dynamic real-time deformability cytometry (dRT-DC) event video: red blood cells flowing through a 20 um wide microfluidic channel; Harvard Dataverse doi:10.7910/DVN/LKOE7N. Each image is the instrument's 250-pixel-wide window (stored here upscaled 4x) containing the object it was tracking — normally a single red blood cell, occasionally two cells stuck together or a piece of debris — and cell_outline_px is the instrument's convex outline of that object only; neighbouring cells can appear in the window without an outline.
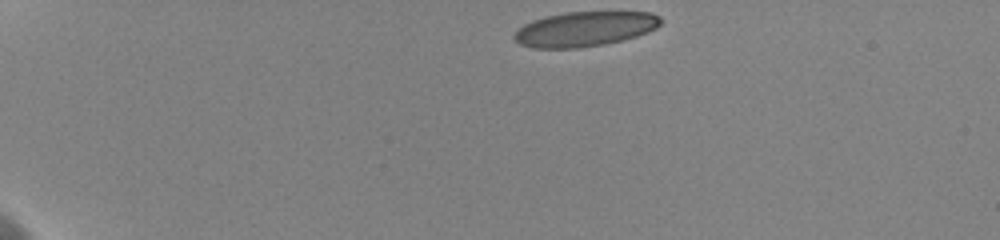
{"species": "human", "species_latin": "Homo sapiens", "temperature_condition": "cold", "stored_images_in_passage": 47, "camera_frame_rate_fps": 3000, "um_per_image_px": 0.085, "donor": {"sex": "female"}, "frame": {"image": 1, "passage_image": 1, "time_ms": 0.0, "image_size_px": [1000, 240], "cell_outline_px": [[664, 20], [656, 28], [648, 32], [636, 36], [604, 44], [580, 48], [532, 48], [520, 44], [512, 36], [524, 24], [532, 20], [548, 16], [568, 12], [652, 12], [660, 16]], "centroid_in_image_um": [49.73, 2.46], "position_along_channel_um": 35.3, "area_um2": 29.65}}
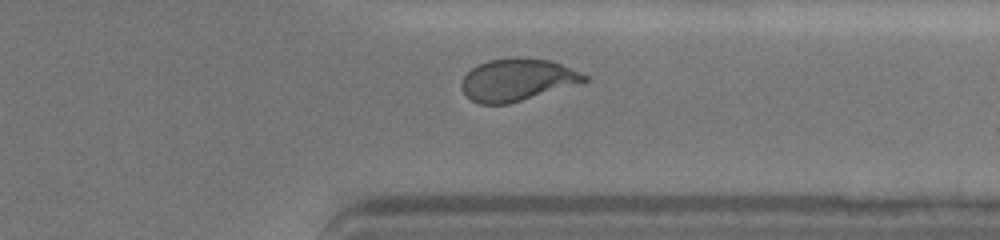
{"frame": {"image": 2, "passage_image": 43, "time_ms": 11.667, "image_size_px": [1000, 240], "cell_outline_px": [[588, 80], [584, 84], [508, 104], [480, 104], [472, 100], [464, 92], [460, 84], [464, 76], [472, 68], [488, 60], [512, 56], [520, 56], [548, 60], [560, 64], [580, 72], [588, 76]], "centroid_in_image_um": [44.02, 6.78], "position_along_channel_um": 367.4, "area_um2": 30.63}}
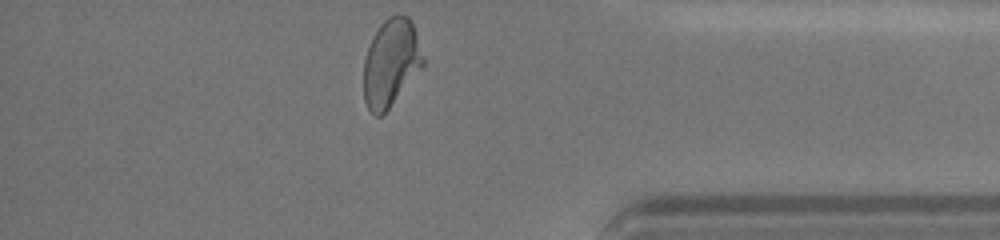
{"frame": {"image": 3, "passage_image": 47, "time_ms": 13.0, "image_size_px": [1000, 240], "cell_outline_px": [[424, 64], [388, 108], [380, 116], [376, 116], [368, 108], [364, 100], [364, 60], [368, 48], [380, 24], [388, 16], [408, 16], [412, 20], [424, 56]], "centroid_in_image_um": [33.23, 5.31], "position_along_channel_um": 402.0, "area_um2": 29.71}, "authors_computed_cell_mechanics": {"area_um2": 30.634, "velocity_mm_per_s": 3.5945, "shape_relaxation_time_tau1_ms": 6.8902, "shape_relaxation_time_tau2_ms": 1.0243, "deformation_change_tau1": 0.196, "deformation_change_tau2": 0.0707}}